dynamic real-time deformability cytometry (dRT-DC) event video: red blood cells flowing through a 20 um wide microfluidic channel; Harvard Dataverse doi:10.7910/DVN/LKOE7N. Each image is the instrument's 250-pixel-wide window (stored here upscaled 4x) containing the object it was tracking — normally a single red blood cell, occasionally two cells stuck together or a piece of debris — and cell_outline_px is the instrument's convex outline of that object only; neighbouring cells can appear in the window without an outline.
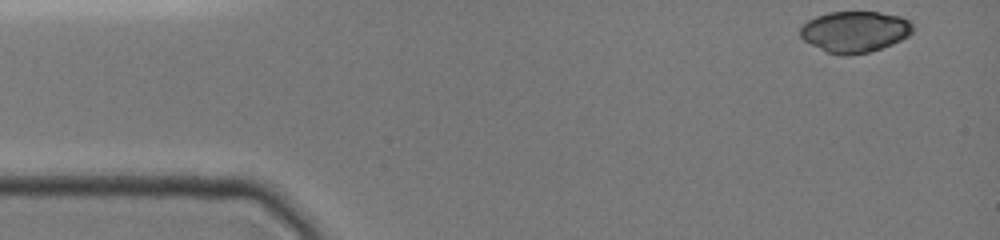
{"species": "common noctule bat (a hibernating species)", "species_latin": "Nyctalus noctula", "temperature_condition": "cold", "stored_images_in_passage": 38, "camera_frame_rate_fps": 3000, "um_per_image_px": 0.085, "animal": {"sex": "female", "body_mass_g": 19.0, "forearm_length_mm": 51.5}, "frame": {"image": 1, "passage_image": 1, "time_ms": 0.0, "image_size_px": [1000, 240], "cell_outline_px": [[912, 32], [908, 36], [892, 44], [868, 52], [828, 52], [804, 40], [800, 36], [800, 28], [808, 20], [816, 16], [828, 12], [880, 12], [900, 16], [908, 20], [912, 24]], "centroid_in_image_um": [72.67, 2.64], "position_along_channel_um": 12.3, "area_um2": 26.18}}